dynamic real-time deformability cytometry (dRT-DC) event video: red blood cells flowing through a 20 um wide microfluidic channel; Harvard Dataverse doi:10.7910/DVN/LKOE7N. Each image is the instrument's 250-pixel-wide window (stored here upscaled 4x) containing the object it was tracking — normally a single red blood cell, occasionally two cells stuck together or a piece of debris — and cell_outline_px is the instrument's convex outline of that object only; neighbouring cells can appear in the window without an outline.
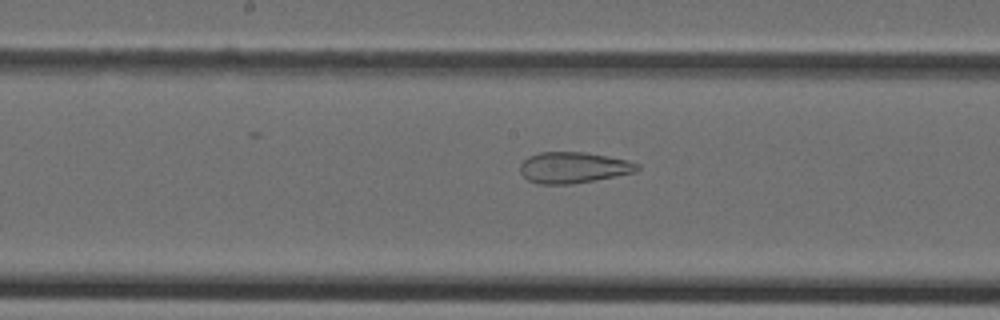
{"species": "Egyptian fruit bat (a non-hibernating species)", "species_latin": "Rousettus aegyptiacus", "temperature_condition": "cold", "stored_images_in_passage": 46, "camera_frame_rate_fps": 3000, "um_per_image_px": 0.085, "animal": {"sex": "female"}, "frame": {"image": 1, "passage_image": 24, "time_ms": 7.667, "image_size_px": [1000, 320], "cell_outline_px": [[640, 168], [636, 172], [596, 180], [572, 184], [540, 184], [528, 180], [520, 172], [520, 164], [528, 156], [540, 152], [584, 152], [608, 156], [628, 160], [640, 164]], "centroid_in_image_um": [48.76, 14.24], "position_along_channel_um": 199.4, "area_um2": 21.33}}
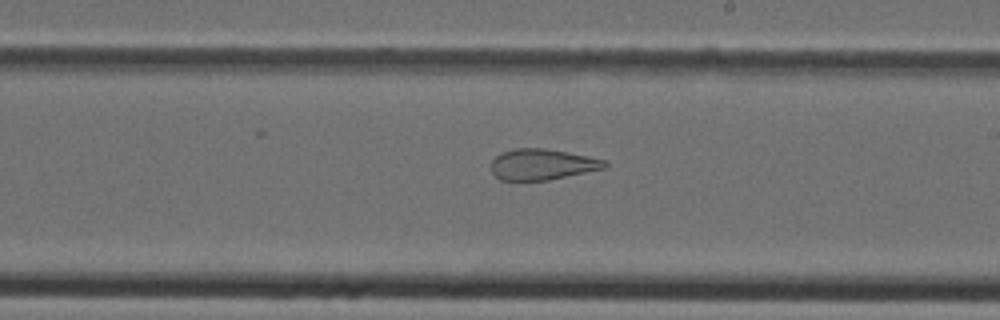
{"frame": {"image": 2, "passage_image": 27, "time_ms": 8.667, "image_size_px": [1000, 320], "cell_outline_px": [[608, 168], [548, 180], [500, 180], [492, 172], [492, 160], [500, 152], [516, 148], [544, 148], [568, 152], [588, 156], [604, 160], [608, 164]], "centroid_in_image_um": [46.11, 13.97], "position_along_channel_um": 242.9, "area_um2": 20.52}}
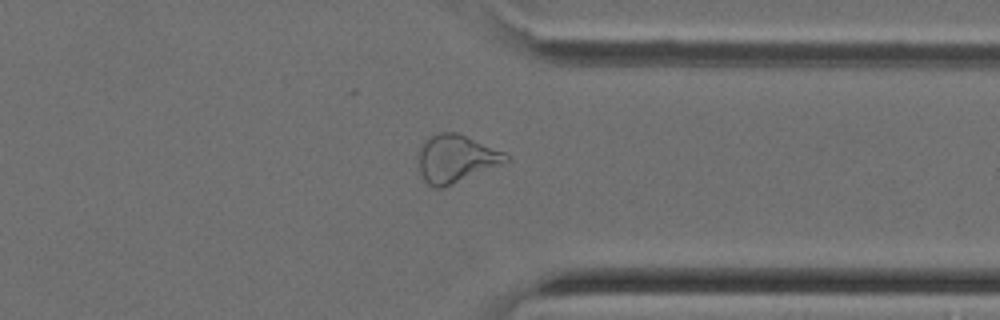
{"frame": {"image": 3, "passage_image": 36, "time_ms": 11.667, "image_size_px": [1000, 320], "cell_outline_px": [[508, 160], [500, 164], [444, 188], [432, 188], [424, 180], [420, 172], [416, 156], [416, 152], [420, 144], [424, 140], [440, 132], [456, 132], [504, 152], [508, 156]], "centroid_in_image_um": [38.66, 13.49], "position_along_channel_um": 372.7, "area_um2": 24.28}}